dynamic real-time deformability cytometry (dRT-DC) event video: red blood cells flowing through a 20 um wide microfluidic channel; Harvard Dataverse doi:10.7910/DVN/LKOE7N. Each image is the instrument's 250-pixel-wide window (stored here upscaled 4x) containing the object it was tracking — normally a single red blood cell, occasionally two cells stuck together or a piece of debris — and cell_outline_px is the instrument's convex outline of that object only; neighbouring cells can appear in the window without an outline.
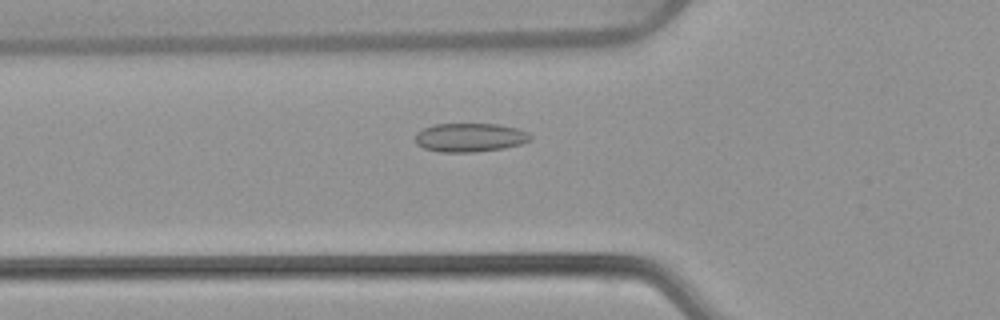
{"species": "common noctule bat (a hibernating species)", "species_latin": "Nyctalus noctula", "temperature_condition": "warm", "stored_images_in_passage": 53, "camera_frame_rate_fps": 3000, "um_per_image_px": 0.085, "animal": {"sex": "female", "body_mass_g": 22.7, "forearm_length_mm": 54.2}, "frame": {"image": 1, "passage_image": 19, "time_ms": 6.0, "image_size_px": [1000, 320], "cell_outline_px": [[532, 140], [520, 144], [504, 148], [476, 152], [440, 152], [424, 148], [416, 144], [416, 132], [424, 128], [436, 124], [500, 124], [516, 128], [528, 132], [532, 136]], "centroid_in_image_um": [39.96, 11.69], "position_along_channel_um": 85.8, "area_um2": 19.36}}
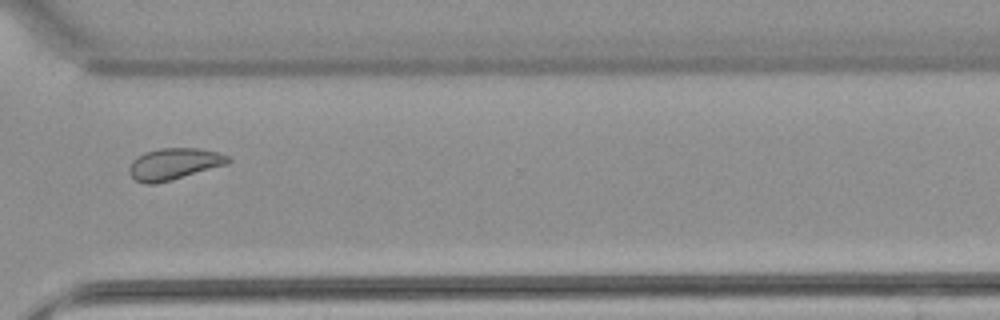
{"frame": {"image": 2, "passage_image": 40, "time_ms": 13.0, "image_size_px": [1000, 320], "cell_outline_px": [[232, 160], [228, 164], [172, 180], [156, 184], [144, 184], [136, 180], [128, 172], [128, 168], [132, 160], [136, 156], [144, 152], [160, 148], [200, 148], [220, 152], [228, 156]], "centroid_in_image_um": [14.79, 13.93], "position_along_channel_um": 355.8, "area_um2": 18.5}}
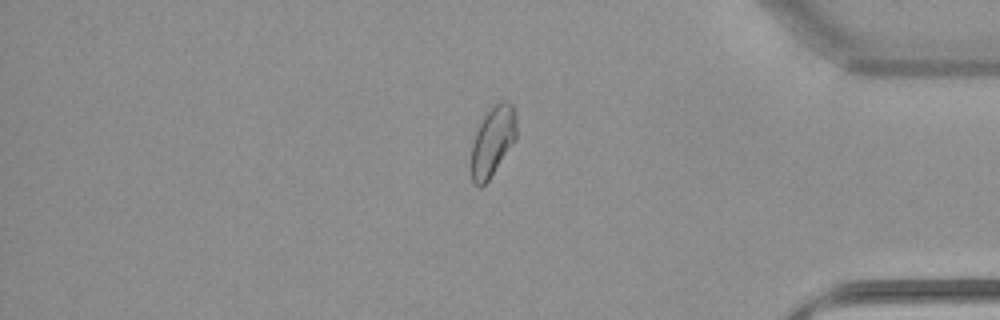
{"frame": {"image": 3, "passage_image": 45, "time_ms": 14.667, "image_size_px": [1000, 320], "cell_outline_px": [[516, 140], [488, 180], [480, 188], [472, 184], [472, 144], [476, 132], [484, 116], [496, 104], [504, 100], [508, 100], [512, 104], [516, 112]], "centroid_in_image_um": [41.9, 12.01], "position_along_channel_um": 393.3, "area_um2": 18.21}, "authors_computed_cell_mechanics": {"area_um2": 18.9006, "velocity_mm_per_s": 3.8455, "shape_relaxation_time_tau1_ms": null, "shape_relaxation_time_tau2_ms": 2.0381, "deformation_change_tau1": null, "deformation_change_tau2": 0.0713}}